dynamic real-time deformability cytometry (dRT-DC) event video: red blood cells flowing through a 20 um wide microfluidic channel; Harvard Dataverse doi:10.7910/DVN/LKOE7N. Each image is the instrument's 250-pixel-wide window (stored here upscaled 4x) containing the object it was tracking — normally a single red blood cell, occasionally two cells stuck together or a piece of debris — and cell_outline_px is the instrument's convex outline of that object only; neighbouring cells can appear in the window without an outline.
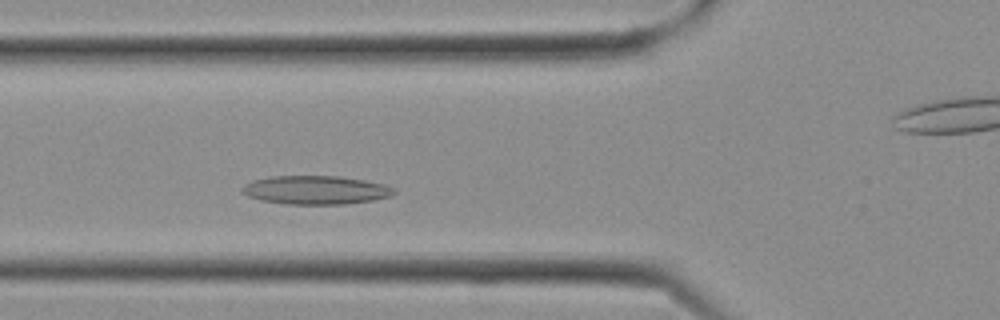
{"species": "Egyptian fruit bat (a non-hibernating species)", "species_latin": "Rousettus aegyptiacus", "temperature_condition": "cold", "stored_images_in_passage": 8, "camera_frame_rate_fps": 3000, "um_per_image_px": 0.085, "frame": {"image": 1, "passage_image": 7, "time_ms": 2.0, "image_size_px": [1000, 320], "cell_outline_px": [[396, 192], [392, 196], [372, 200], [344, 204], [284, 204], [260, 200], [248, 196], [240, 192], [240, 188], [244, 184], [252, 180], [272, 176], [336, 176], [364, 180], [384, 184], [396, 188]], "centroid_in_image_um": [26.81, 16.15], "position_along_channel_um": 99.0, "area_um2": 25.49}}